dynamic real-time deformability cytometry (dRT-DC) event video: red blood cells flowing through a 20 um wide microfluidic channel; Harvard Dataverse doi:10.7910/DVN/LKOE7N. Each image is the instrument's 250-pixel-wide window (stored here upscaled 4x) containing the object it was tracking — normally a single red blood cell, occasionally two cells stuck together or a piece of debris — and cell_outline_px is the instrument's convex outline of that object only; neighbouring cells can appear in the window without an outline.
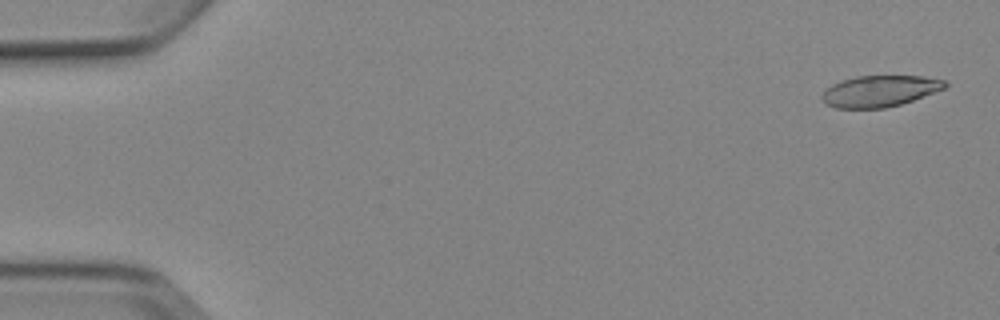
{"species": "Egyptian fruit bat (a non-hibernating species)", "species_latin": "Rousettus aegyptiacus", "temperature_condition": "cold", "stored_images_in_passage": 6, "segment_of_instrument_passage": [1, 2], "camera_frame_rate_fps": 3000, "um_per_image_px": 0.085, "animal": {"sex": "female"}, "frame": {"image": 1, "passage_image": 1, "time_ms": 0.0, "image_size_px": [1000, 320], "cell_outline_px": [[948, 84], [944, 88], [912, 100], [900, 104], [884, 108], [836, 108], [828, 104], [820, 96], [832, 84], [840, 80], [856, 76], [924, 76], [944, 80]], "centroid_in_image_um": [74.76, 7.73], "position_along_channel_um": 10.2, "area_um2": 22.14}}
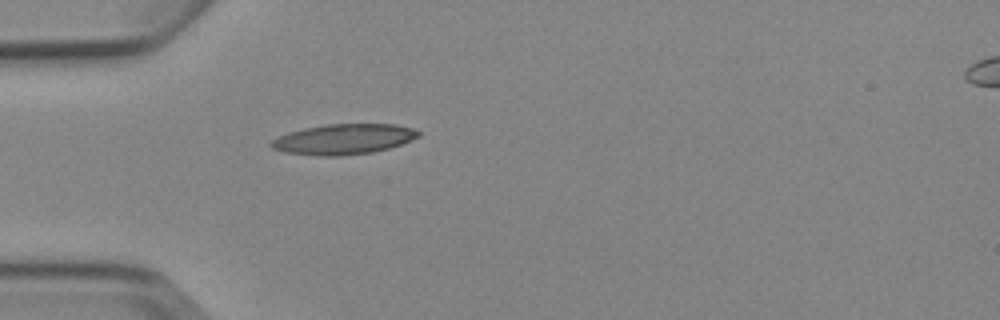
{"frame": {"image": 2, "passage_image": 5, "time_ms": 4.667, "image_size_px": [1000, 320], "cell_outline_px": [[420, 136], [400, 144], [388, 148], [372, 152], [340, 156], [320, 156], [284, 152], [272, 148], [268, 144], [276, 136], [288, 132], [304, 128], [324, 124], [396, 124], [412, 128], [420, 132]], "centroid_in_image_um": [29.16, 11.83], "position_along_channel_um": 55.8, "area_um2": 26.13}}